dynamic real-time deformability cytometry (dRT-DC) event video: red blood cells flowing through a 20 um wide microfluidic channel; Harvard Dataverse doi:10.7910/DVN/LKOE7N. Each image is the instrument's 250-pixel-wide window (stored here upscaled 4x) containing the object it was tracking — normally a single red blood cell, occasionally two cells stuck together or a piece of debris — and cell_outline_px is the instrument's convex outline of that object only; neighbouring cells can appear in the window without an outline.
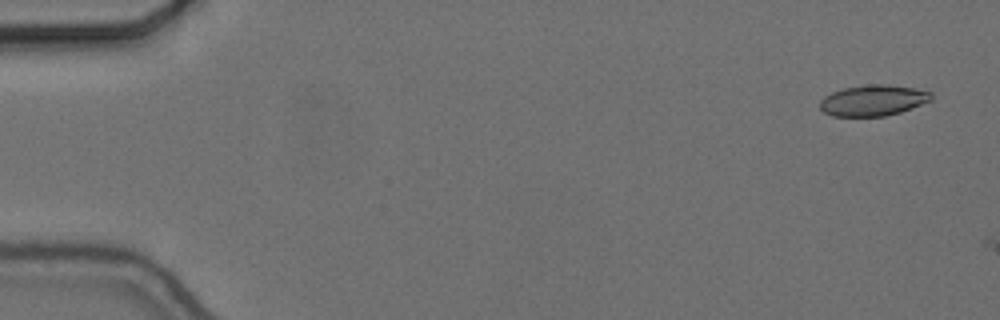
{"species": "common noctule bat (a hibernating species)", "species_latin": "Nyctalus noctula", "temperature_condition": "cold", "stored_images_in_passage": 4, "camera_frame_rate_fps": 3000, "um_per_image_px": 0.085, "animal": {"sex": "female", "body_mass_g": 24.6, "forearm_length_mm": 56.2}, "frame": {"image": 1, "passage_image": 3, "time_ms": 0.667, "image_size_px": [1000, 320], "cell_outline_px": [[932, 100], [912, 108], [900, 112], [884, 116], [832, 116], [824, 112], [820, 108], [820, 100], [824, 96], [832, 92], [844, 88], [872, 84], [884, 84], [912, 88], [932, 92]], "centroid_in_image_um": [74.21, 8.54], "position_along_channel_um": 10.8, "area_um2": 19.94}}